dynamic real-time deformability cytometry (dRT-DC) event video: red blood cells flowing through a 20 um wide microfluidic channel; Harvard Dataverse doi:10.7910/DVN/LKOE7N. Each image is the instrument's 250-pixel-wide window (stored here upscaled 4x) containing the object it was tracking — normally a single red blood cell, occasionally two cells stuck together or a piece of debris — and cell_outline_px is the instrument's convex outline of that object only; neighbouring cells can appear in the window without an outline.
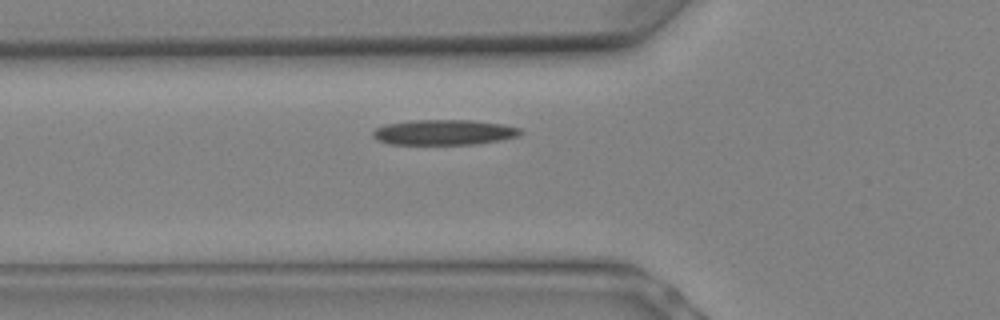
{"species": "Egyptian fruit bat (a non-hibernating species)", "species_latin": "Rousettus aegyptiacus", "temperature_condition": "warm", "stored_images_in_passage": 7, "camera_frame_rate_fps": 3000, "um_per_image_px": 0.085, "animal": {"sex": "female"}, "frame": {"image": 1, "passage_image": 4, "time_ms": 1.0, "image_size_px": [1000, 320], "cell_outline_px": [[524, 132], [520, 136], [480, 144], [388, 144], [376, 140], [372, 136], [372, 132], [376, 128], [384, 124], [412, 120], [468, 120], [500, 124], [520, 128]], "centroid_in_image_um": [37.72, 11.25], "position_along_channel_um": 88.1, "area_um2": 21.91}}
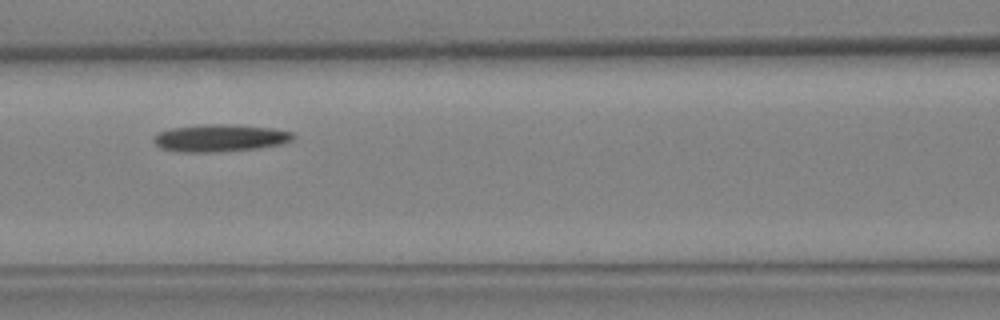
{"frame": {"image": 2, "passage_image": 6, "time_ms": 1.667, "image_size_px": [1000, 320], "cell_outline_px": [[296, 136], [292, 140], [280, 144], [256, 148], [216, 152], [180, 152], [160, 148], [152, 140], [160, 132], [172, 128], [216, 124], [220, 124], [272, 128], [292, 132]], "centroid_in_image_um": [18.71, 11.74], "position_along_channel_um": 147.9, "area_um2": 21.73}}